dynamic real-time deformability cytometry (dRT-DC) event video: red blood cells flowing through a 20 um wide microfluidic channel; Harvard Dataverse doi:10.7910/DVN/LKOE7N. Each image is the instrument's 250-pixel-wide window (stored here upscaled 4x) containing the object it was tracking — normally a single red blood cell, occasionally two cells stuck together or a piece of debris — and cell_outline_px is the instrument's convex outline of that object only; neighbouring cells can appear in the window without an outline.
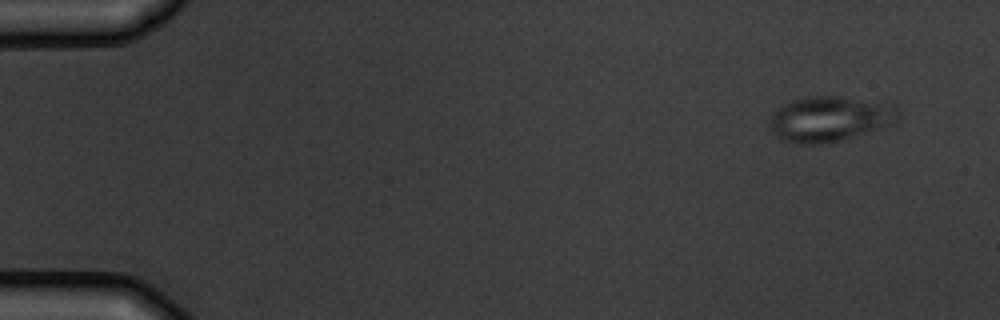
{"species": "common noctule bat (a hibernating species)", "species_latin": "Nyctalus noctula", "temperature_condition": "warm", "stored_images_in_passage": 5, "camera_frame_rate_fps": 3000, "um_per_image_px": 0.085, "animal": {"sex": "male", "body_mass_g": 19.5, "forearm_length_mm": 54.6}, "frame": {"image": 1, "passage_image": 1, "time_ms": 0.0, "image_size_px": [1000, 320], "cell_outline_px": [[900, 124], [844, 140], [828, 144], [800, 144], [780, 140], [768, 128], [768, 120], [772, 112], [784, 104], [792, 100], [808, 96], [844, 96], [892, 100], [896, 104], [900, 112]], "centroid_in_image_um": [70.68, 10.09], "position_along_channel_um": 14.3, "area_um2": 36.13}}